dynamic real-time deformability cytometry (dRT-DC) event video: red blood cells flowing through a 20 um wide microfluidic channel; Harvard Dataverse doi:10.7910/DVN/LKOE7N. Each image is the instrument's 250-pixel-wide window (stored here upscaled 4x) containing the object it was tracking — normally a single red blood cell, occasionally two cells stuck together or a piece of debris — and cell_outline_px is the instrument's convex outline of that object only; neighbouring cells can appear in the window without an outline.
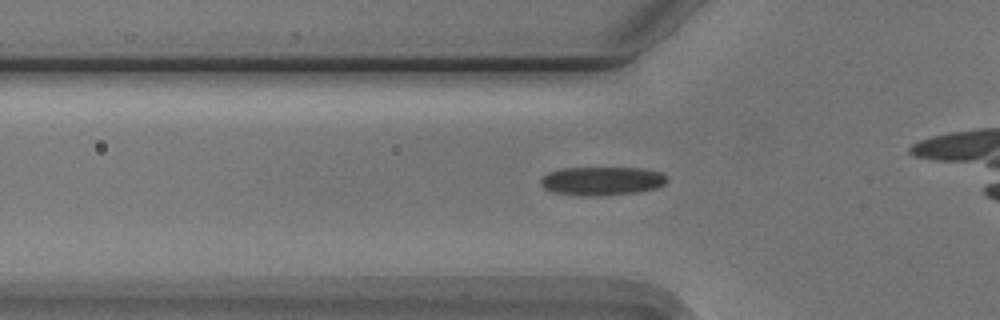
{"species": "Egyptian fruit bat (a non-hibernating species)", "species_latin": "Rousettus aegyptiacus", "temperature_condition": "cold", "stored_images_in_passage": 38, "camera_frame_rate_fps": 3000, "um_per_image_px": 0.085, "animal": {"sex": "male"}, "frame": {"image": 1, "passage_image": 12, "time_ms": 3.667, "image_size_px": [1000, 320], "cell_outline_px": [[668, 180], [664, 184], [656, 188], [640, 192], [596, 196], [580, 196], [552, 192], [544, 188], [540, 184], [540, 180], [548, 172], [564, 168], [644, 168], [660, 172], [668, 176]], "centroid_in_image_um": [51.18, 15.39], "position_along_channel_um": 74.6, "area_um2": 21.27}}
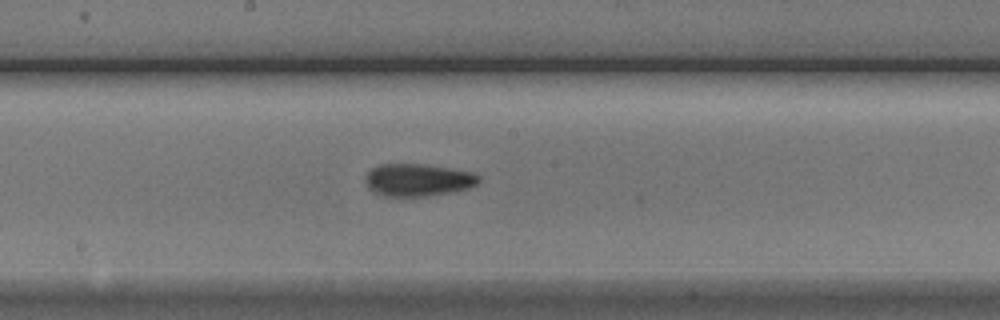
{"frame": {"image": 2, "passage_image": 23, "time_ms": 7.333, "image_size_px": [1000, 320], "cell_outline_px": [[480, 180], [476, 184], [468, 188], [456, 192], [428, 196], [384, 196], [368, 188], [364, 180], [368, 172], [372, 168], [380, 164], [424, 164], [472, 172], [480, 176]], "centroid_in_image_um": [35.53, 15.3], "position_along_channel_um": 212.7, "area_um2": 21.5}}
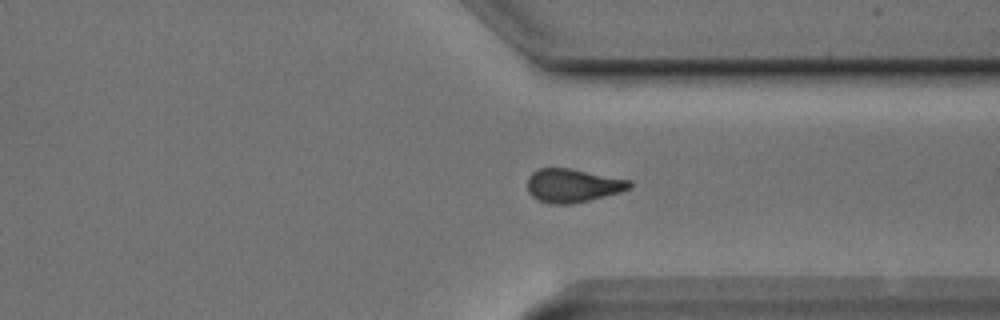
{"frame": {"image": 3, "passage_image": 35, "time_ms": 11.333, "image_size_px": [1000, 320], "cell_outline_px": [[632, 188], [620, 192], [572, 204], [548, 204], [532, 196], [528, 192], [528, 176], [532, 172], [540, 168], [568, 168], [632, 180]], "centroid_in_image_um": [48.69, 15.77], "position_along_channel_um": 362.7, "area_um2": 19.94}}